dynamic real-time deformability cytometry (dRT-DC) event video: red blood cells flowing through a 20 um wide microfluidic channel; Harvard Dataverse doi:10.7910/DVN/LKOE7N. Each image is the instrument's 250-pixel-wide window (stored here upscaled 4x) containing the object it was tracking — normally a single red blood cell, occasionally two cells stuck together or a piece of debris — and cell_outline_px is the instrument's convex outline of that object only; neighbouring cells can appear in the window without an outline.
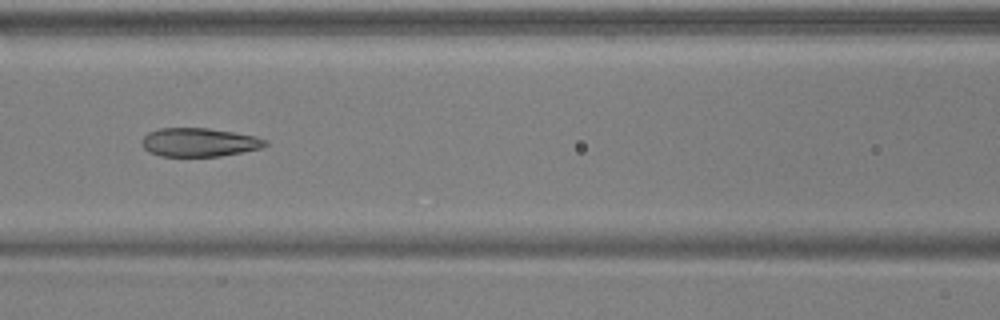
{"species": "common noctule bat (a hibernating species)", "species_latin": "Nyctalus noctula", "temperature_condition": "warm", "stored_images_in_passage": 8, "camera_frame_rate_fps": 3000, "um_per_image_px": 0.085, "animal": {"sex": "male", "body_mass_g": 17.9, "forearm_length_mm": 54.2}, "frame": {"image": 1, "passage_image": 6, "time_ms": 1.667, "image_size_px": [1000, 320], "cell_outline_px": [[268, 144], [264, 148], [220, 156], [160, 156], [148, 152], [140, 144], [140, 140], [148, 132], [160, 128], [208, 128], [256, 136], [268, 140]], "centroid_in_image_um": [16.92, 12.1], "position_along_channel_um": 149.7, "area_um2": 20.81}}
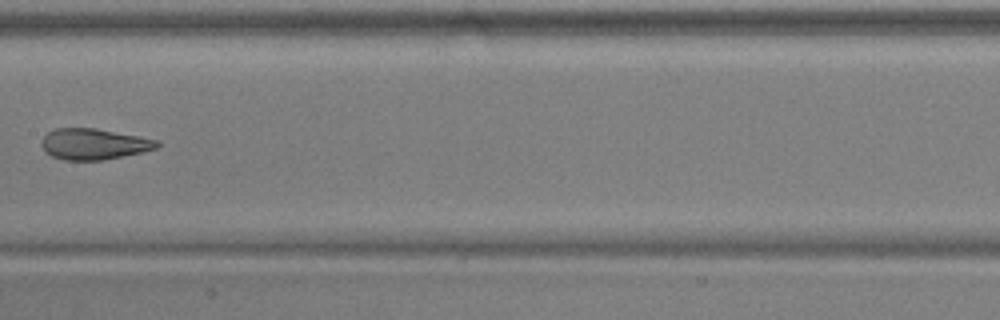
{"frame": {"image": 2, "passage_image": 7, "time_ms": 2.0, "image_size_px": [1000, 320], "cell_outline_px": [[160, 144], [156, 148], [140, 152], [104, 160], [64, 160], [52, 156], [44, 152], [40, 144], [40, 140], [48, 132], [56, 128], [96, 128], [140, 136], [160, 140]], "centroid_in_image_um": [7.95, 12.24], "position_along_channel_um": 199.5, "area_um2": 20.98}}
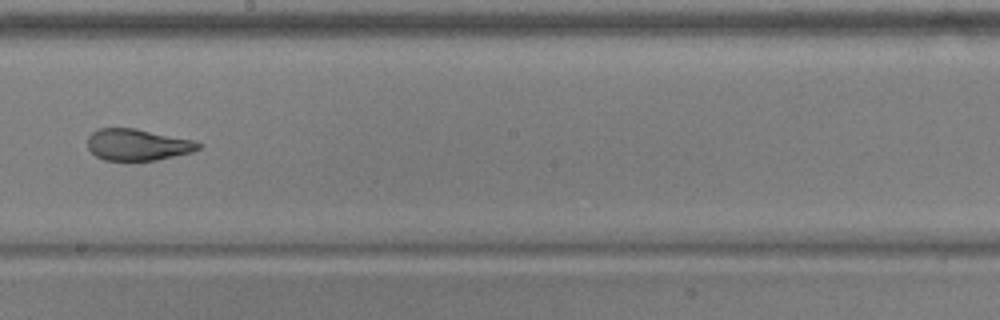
{"frame": {"image": 3, "passage_image": 8, "time_ms": 2.333, "image_size_px": [1000, 320], "cell_outline_px": [[200, 148], [192, 152], [156, 160], [104, 160], [96, 156], [88, 148], [88, 136], [92, 132], [100, 128], [136, 128], [192, 140], [200, 144]], "centroid_in_image_um": [11.67, 12.29], "position_along_channel_um": 236.5, "area_um2": 20.17}}